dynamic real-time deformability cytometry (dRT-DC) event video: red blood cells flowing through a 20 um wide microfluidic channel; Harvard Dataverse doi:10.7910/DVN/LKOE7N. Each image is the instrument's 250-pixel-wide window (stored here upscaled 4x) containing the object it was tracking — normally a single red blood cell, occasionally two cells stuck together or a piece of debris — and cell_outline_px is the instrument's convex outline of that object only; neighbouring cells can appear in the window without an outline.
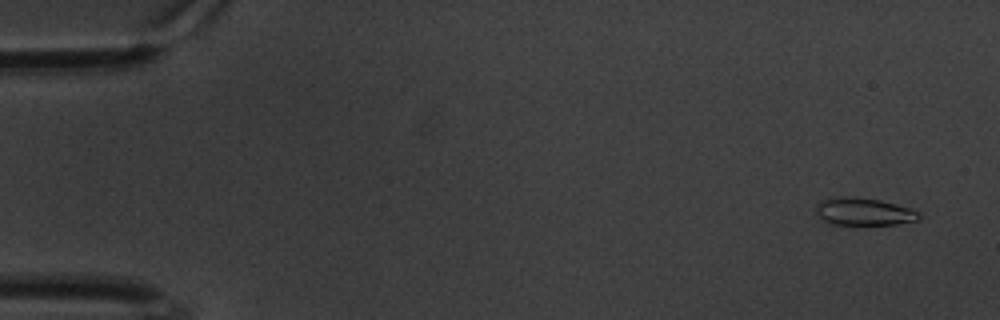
{"species": "common noctule bat (a hibernating species)", "species_latin": "Nyctalus noctula", "temperature_condition": "warm", "stored_images_in_passage": 62, "camera_frame_rate_fps": 3000, "um_per_image_px": 0.085, "animal": {"sex": "male", "body_mass_g": 20.1, "forearm_length_mm": 53.5}, "frame": {"image": 1, "passage_image": 4, "time_ms": 1.0, "image_size_px": [1000, 320], "cell_outline_px": [[920, 216], [916, 220], [896, 224], [832, 224], [824, 220], [816, 212], [816, 204], [820, 200], [844, 196], [880, 200], [896, 204], [920, 212]], "centroid_in_image_um": [73.41, 17.98], "position_along_channel_um": 11.6, "area_um2": 16.18}}
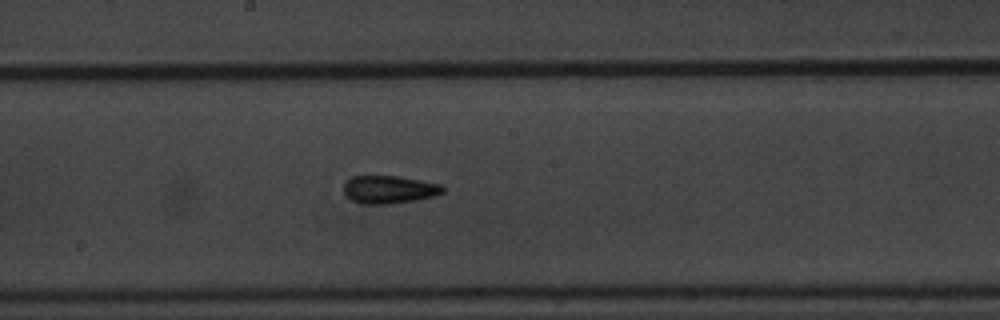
{"frame": {"image": 2, "passage_image": 34, "time_ms": 11.0, "image_size_px": [1000, 320], "cell_outline_px": [[444, 192], [432, 196], [416, 200], [392, 204], [360, 204], [352, 200], [344, 192], [344, 184], [352, 176], [396, 176], [444, 184]], "centroid_in_image_um": [33.1, 16.11], "position_along_channel_um": 215.1, "area_um2": 16.13}}
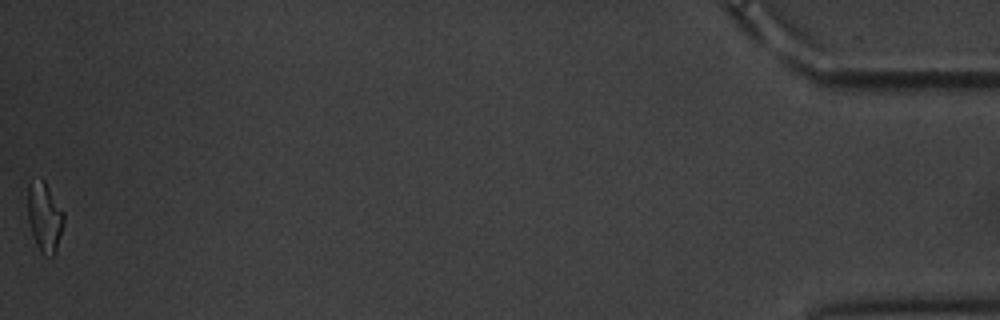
{"frame": {"image": 3, "passage_image": 62, "time_ms": 20.333, "image_size_px": [1000, 320], "cell_outline_px": [[64, 224], [56, 252], [52, 256], [44, 256], [40, 252], [36, 244], [28, 220], [28, 180], [44, 180], [64, 212]], "centroid_in_image_um": [3.8, 18.46], "position_along_channel_um": 431.4, "area_um2": 14.68}, "authors_computed_cell_mechanics": {"area_um2": 15.7505, "velocity_mm_per_s": 3.333, "shape_relaxation_time_tau1_ms": 6.8858, "shape_relaxation_time_tau2_ms": 2.5947, "deformation_change_tau1": 0.1573, "deformation_change_tau2": 0.1034}}